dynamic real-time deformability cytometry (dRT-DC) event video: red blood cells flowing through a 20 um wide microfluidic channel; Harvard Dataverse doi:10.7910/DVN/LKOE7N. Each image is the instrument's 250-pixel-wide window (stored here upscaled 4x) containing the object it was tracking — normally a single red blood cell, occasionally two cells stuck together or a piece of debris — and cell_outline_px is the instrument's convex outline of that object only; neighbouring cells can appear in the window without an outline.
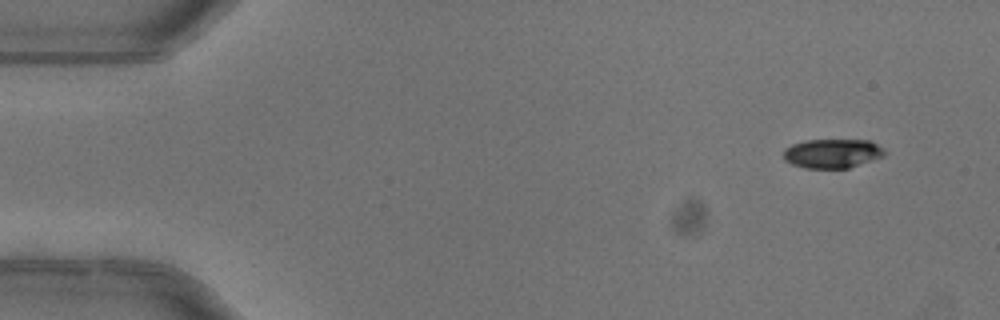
{"species": "common noctule bat (a hibernating species)", "species_latin": "Nyctalus noctula", "temperature_condition": "warm", "stored_images_in_passage": 4, "camera_frame_rate_fps": 3000, "um_per_image_px": 0.085, "animal": {"sex": "female"}, "frame": {"image": 1, "passage_image": 1, "time_ms": 0.0, "image_size_px": [1000, 320], "cell_outline_px": [[884, 156], [848, 168], [804, 168], [792, 164], [784, 160], [784, 148], [792, 144], [804, 140], [872, 140], [884, 148]], "centroid_in_image_um": [70.74, 13.03], "position_along_channel_um": 14.3, "area_um2": 17.28}}
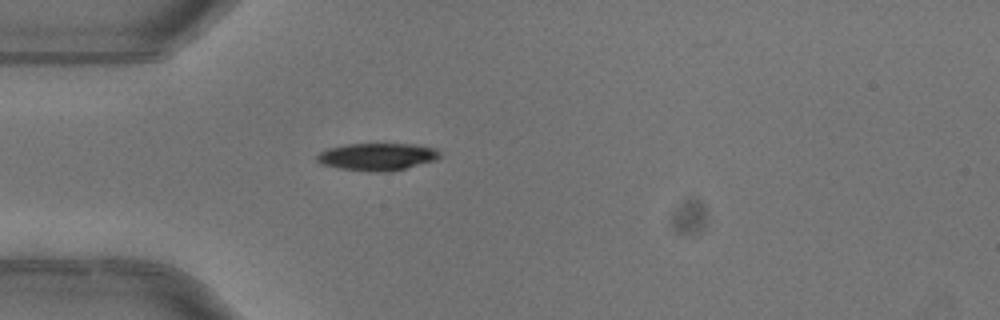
{"frame": {"image": 2, "passage_image": 4, "time_ms": 1.0, "image_size_px": [1000, 320], "cell_outline_px": [[440, 156], [436, 160], [392, 172], [368, 172], [340, 168], [320, 164], [316, 160], [316, 156], [320, 152], [328, 148], [344, 144], [412, 144], [436, 148], [440, 152]], "centroid_in_image_um": [32.06, 13.33], "position_along_channel_um": 52.9, "area_um2": 19.83}}